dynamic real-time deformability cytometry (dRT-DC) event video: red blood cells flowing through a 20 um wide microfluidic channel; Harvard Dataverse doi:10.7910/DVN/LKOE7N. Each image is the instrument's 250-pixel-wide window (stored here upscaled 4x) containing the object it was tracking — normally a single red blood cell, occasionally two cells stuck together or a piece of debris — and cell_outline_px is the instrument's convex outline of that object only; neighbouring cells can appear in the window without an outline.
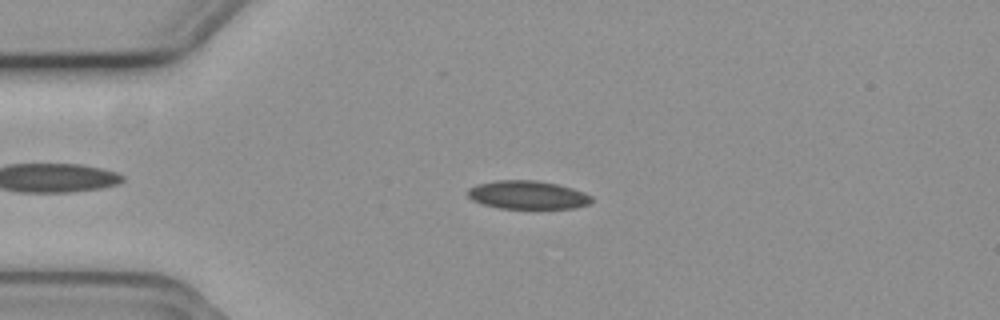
{"species": "common noctule bat (a hibernating species)", "species_latin": "Nyctalus noctula", "temperature_condition": "cold", "stored_images_in_passage": 53, "camera_frame_rate_fps": 3000, "um_per_image_px": 0.085, "animal": {"sex": "female", "body_mass_g": 19.3, "forearm_length_mm": 54.1}, "frame": {"image": 1, "passage_image": 10, "time_ms": 3.0, "image_size_px": [1000, 320], "cell_outline_px": [[592, 200], [588, 204], [576, 208], [536, 212], [500, 208], [484, 204], [472, 200], [468, 196], [468, 188], [480, 184], [496, 180], [536, 180], [556, 184], [572, 188], [584, 192], [592, 196]], "centroid_in_image_um": [44.9, 16.63], "position_along_channel_um": 40.1, "area_um2": 21.39}}
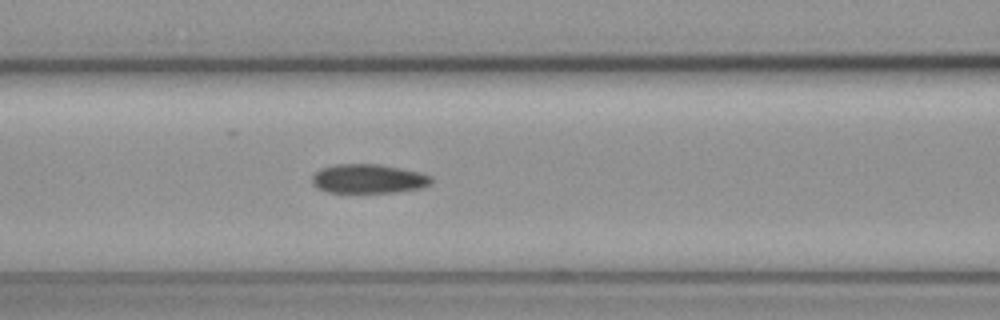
{"frame": {"image": 2, "passage_image": 20, "time_ms": 6.333, "image_size_px": [1000, 320], "cell_outline_px": [[432, 184], [424, 188], [396, 192], [328, 192], [316, 188], [312, 184], [312, 176], [320, 168], [336, 164], [380, 164], [420, 172], [432, 176]], "centroid_in_image_um": [31.34, 15.19], "position_along_channel_um": 135.3, "area_um2": 20.46}}
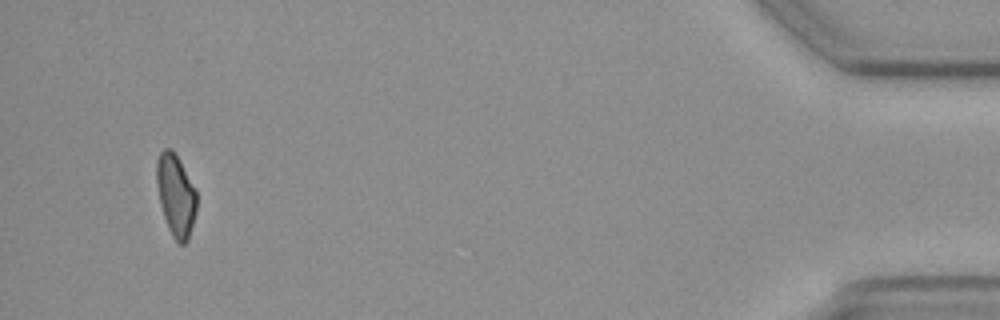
{"frame": {"image": 3, "passage_image": 50, "time_ms": 16.333, "image_size_px": [1000, 320], "cell_outline_px": [[196, 212], [188, 240], [184, 244], [180, 244], [172, 236], [168, 228], [160, 204], [156, 184], [156, 160], [160, 152], [164, 148], [172, 148], [180, 160], [196, 188]], "centroid_in_image_um": [14.94, 16.56], "position_along_channel_um": 420.3, "area_um2": 19.36}, "authors_computed_cell_mechanics": {"area_um2": 20.5768, "velocity_mm_per_s": 3.6895, "shape_relaxation_time_tau1_ms": null, "shape_relaxation_time_tau2_ms": 9.47, "deformation_change_tau1": null, "deformation_change_tau2": 0.1346}}